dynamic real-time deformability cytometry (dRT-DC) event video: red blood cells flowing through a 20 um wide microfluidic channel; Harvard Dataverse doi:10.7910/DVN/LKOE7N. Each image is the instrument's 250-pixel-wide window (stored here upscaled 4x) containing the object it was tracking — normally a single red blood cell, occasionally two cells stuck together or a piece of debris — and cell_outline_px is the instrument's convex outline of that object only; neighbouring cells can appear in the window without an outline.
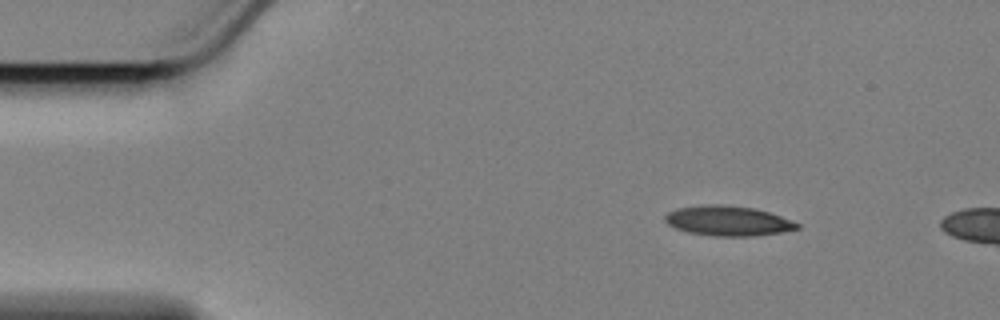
{"species": "Egyptian fruit bat (a non-hibernating species)", "species_latin": "Rousettus aegyptiacus", "temperature_condition": "cold", "stored_images_in_passage": 11, "camera_frame_rate_fps": 3000, "um_per_image_px": 0.085, "animal": {"sex": "female"}, "frame": {"image": 1, "passage_image": 7, "time_ms": 2.0, "image_size_px": [1000, 320], "cell_outline_px": [[800, 228], [780, 232], [752, 236], [712, 236], [688, 232], [676, 228], [668, 224], [664, 220], [664, 216], [668, 212], [676, 208], [712, 204], [716, 204], [752, 208], [768, 212], [780, 216], [800, 224]], "centroid_in_image_um": [61.84, 18.78], "position_along_channel_um": 23.2, "area_um2": 22.77}}